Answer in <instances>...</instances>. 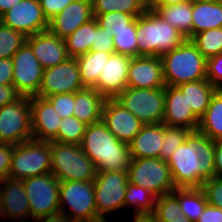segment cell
<instances>
[{"instance_id":"cell-1","label":"cell","mask_w":222,"mask_h":222,"mask_svg":"<svg viewBox=\"0 0 222 222\" xmlns=\"http://www.w3.org/2000/svg\"><path fill=\"white\" fill-rule=\"evenodd\" d=\"M215 141L198 130L191 131L185 142L167 161L176 188H201L215 177Z\"/></svg>"},{"instance_id":"cell-2","label":"cell","mask_w":222,"mask_h":222,"mask_svg":"<svg viewBox=\"0 0 222 222\" xmlns=\"http://www.w3.org/2000/svg\"><path fill=\"white\" fill-rule=\"evenodd\" d=\"M80 146L97 171L128 173L131 161L129 144L119 141L102 120L86 127Z\"/></svg>"},{"instance_id":"cell-3","label":"cell","mask_w":222,"mask_h":222,"mask_svg":"<svg viewBox=\"0 0 222 222\" xmlns=\"http://www.w3.org/2000/svg\"><path fill=\"white\" fill-rule=\"evenodd\" d=\"M138 56L160 57L183 43L186 38L160 18L150 7L137 17Z\"/></svg>"},{"instance_id":"cell-4","label":"cell","mask_w":222,"mask_h":222,"mask_svg":"<svg viewBox=\"0 0 222 222\" xmlns=\"http://www.w3.org/2000/svg\"><path fill=\"white\" fill-rule=\"evenodd\" d=\"M165 85L177 87L206 79V58L186 39L177 48L160 56Z\"/></svg>"},{"instance_id":"cell-5","label":"cell","mask_w":222,"mask_h":222,"mask_svg":"<svg viewBox=\"0 0 222 222\" xmlns=\"http://www.w3.org/2000/svg\"><path fill=\"white\" fill-rule=\"evenodd\" d=\"M51 173L60 181H93L95 164L80 145L51 141Z\"/></svg>"},{"instance_id":"cell-6","label":"cell","mask_w":222,"mask_h":222,"mask_svg":"<svg viewBox=\"0 0 222 222\" xmlns=\"http://www.w3.org/2000/svg\"><path fill=\"white\" fill-rule=\"evenodd\" d=\"M51 141L29 139L13 145L9 178H26L51 173Z\"/></svg>"},{"instance_id":"cell-7","label":"cell","mask_w":222,"mask_h":222,"mask_svg":"<svg viewBox=\"0 0 222 222\" xmlns=\"http://www.w3.org/2000/svg\"><path fill=\"white\" fill-rule=\"evenodd\" d=\"M60 212L72 222H97L93 181H63L59 186ZM69 205L68 211L66 206Z\"/></svg>"},{"instance_id":"cell-8","label":"cell","mask_w":222,"mask_h":222,"mask_svg":"<svg viewBox=\"0 0 222 222\" xmlns=\"http://www.w3.org/2000/svg\"><path fill=\"white\" fill-rule=\"evenodd\" d=\"M128 182L146 188L156 197L176 189L167 161L159 158L131 159Z\"/></svg>"},{"instance_id":"cell-9","label":"cell","mask_w":222,"mask_h":222,"mask_svg":"<svg viewBox=\"0 0 222 222\" xmlns=\"http://www.w3.org/2000/svg\"><path fill=\"white\" fill-rule=\"evenodd\" d=\"M115 100L133 113L144 125L162 123L165 88L137 89L126 87Z\"/></svg>"},{"instance_id":"cell-10","label":"cell","mask_w":222,"mask_h":222,"mask_svg":"<svg viewBox=\"0 0 222 222\" xmlns=\"http://www.w3.org/2000/svg\"><path fill=\"white\" fill-rule=\"evenodd\" d=\"M94 182L97 222H109L106 215L124 208L128 173L97 171Z\"/></svg>"},{"instance_id":"cell-11","label":"cell","mask_w":222,"mask_h":222,"mask_svg":"<svg viewBox=\"0 0 222 222\" xmlns=\"http://www.w3.org/2000/svg\"><path fill=\"white\" fill-rule=\"evenodd\" d=\"M32 138L30 97L20 96L0 108V143L17 145Z\"/></svg>"},{"instance_id":"cell-12","label":"cell","mask_w":222,"mask_h":222,"mask_svg":"<svg viewBox=\"0 0 222 222\" xmlns=\"http://www.w3.org/2000/svg\"><path fill=\"white\" fill-rule=\"evenodd\" d=\"M33 219L60 212L59 186L60 181L47 173L22 180Z\"/></svg>"},{"instance_id":"cell-13","label":"cell","mask_w":222,"mask_h":222,"mask_svg":"<svg viewBox=\"0 0 222 222\" xmlns=\"http://www.w3.org/2000/svg\"><path fill=\"white\" fill-rule=\"evenodd\" d=\"M13 86L21 96H36L42 82L44 68L35 57L30 45H24L14 54Z\"/></svg>"},{"instance_id":"cell-14","label":"cell","mask_w":222,"mask_h":222,"mask_svg":"<svg viewBox=\"0 0 222 222\" xmlns=\"http://www.w3.org/2000/svg\"><path fill=\"white\" fill-rule=\"evenodd\" d=\"M85 88L76 58L43 70L42 82L36 96L49 97L62 93H75Z\"/></svg>"},{"instance_id":"cell-15","label":"cell","mask_w":222,"mask_h":222,"mask_svg":"<svg viewBox=\"0 0 222 222\" xmlns=\"http://www.w3.org/2000/svg\"><path fill=\"white\" fill-rule=\"evenodd\" d=\"M0 22L26 37L46 31L49 27L39 0H21L0 16Z\"/></svg>"},{"instance_id":"cell-16","label":"cell","mask_w":222,"mask_h":222,"mask_svg":"<svg viewBox=\"0 0 222 222\" xmlns=\"http://www.w3.org/2000/svg\"><path fill=\"white\" fill-rule=\"evenodd\" d=\"M102 121L108 130L121 142L129 144L144 125L133 113L115 99H106Z\"/></svg>"},{"instance_id":"cell-17","label":"cell","mask_w":222,"mask_h":222,"mask_svg":"<svg viewBox=\"0 0 222 222\" xmlns=\"http://www.w3.org/2000/svg\"><path fill=\"white\" fill-rule=\"evenodd\" d=\"M131 59L125 54L110 55L94 87L105 99H115L128 86Z\"/></svg>"},{"instance_id":"cell-18","label":"cell","mask_w":222,"mask_h":222,"mask_svg":"<svg viewBox=\"0 0 222 222\" xmlns=\"http://www.w3.org/2000/svg\"><path fill=\"white\" fill-rule=\"evenodd\" d=\"M162 61L157 56L132 57L128 71V86L137 89L165 88Z\"/></svg>"},{"instance_id":"cell-19","label":"cell","mask_w":222,"mask_h":222,"mask_svg":"<svg viewBox=\"0 0 222 222\" xmlns=\"http://www.w3.org/2000/svg\"><path fill=\"white\" fill-rule=\"evenodd\" d=\"M93 18L92 1L73 0L59 14L49 20L48 30L59 38L65 39L82 24Z\"/></svg>"},{"instance_id":"cell-20","label":"cell","mask_w":222,"mask_h":222,"mask_svg":"<svg viewBox=\"0 0 222 222\" xmlns=\"http://www.w3.org/2000/svg\"><path fill=\"white\" fill-rule=\"evenodd\" d=\"M199 118L187 104L185 95L174 86H165V106L162 123L166 126L198 129Z\"/></svg>"},{"instance_id":"cell-21","label":"cell","mask_w":222,"mask_h":222,"mask_svg":"<svg viewBox=\"0 0 222 222\" xmlns=\"http://www.w3.org/2000/svg\"><path fill=\"white\" fill-rule=\"evenodd\" d=\"M33 139L51 141L58 133L62 118L44 97H30Z\"/></svg>"},{"instance_id":"cell-22","label":"cell","mask_w":222,"mask_h":222,"mask_svg":"<svg viewBox=\"0 0 222 222\" xmlns=\"http://www.w3.org/2000/svg\"><path fill=\"white\" fill-rule=\"evenodd\" d=\"M26 42L44 69L61 64L69 58L65 40L49 30L28 36Z\"/></svg>"},{"instance_id":"cell-23","label":"cell","mask_w":222,"mask_h":222,"mask_svg":"<svg viewBox=\"0 0 222 222\" xmlns=\"http://www.w3.org/2000/svg\"><path fill=\"white\" fill-rule=\"evenodd\" d=\"M1 183L0 201L4 217L11 218L14 222H31L26 219L30 216V210L22 180L6 178Z\"/></svg>"},{"instance_id":"cell-24","label":"cell","mask_w":222,"mask_h":222,"mask_svg":"<svg viewBox=\"0 0 222 222\" xmlns=\"http://www.w3.org/2000/svg\"><path fill=\"white\" fill-rule=\"evenodd\" d=\"M163 140V123L143 125L129 143L131 159L159 158Z\"/></svg>"},{"instance_id":"cell-25","label":"cell","mask_w":222,"mask_h":222,"mask_svg":"<svg viewBox=\"0 0 222 222\" xmlns=\"http://www.w3.org/2000/svg\"><path fill=\"white\" fill-rule=\"evenodd\" d=\"M105 100L95 88L85 87L74 93L73 116L87 126L101 121Z\"/></svg>"},{"instance_id":"cell-26","label":"cell","mask_w":222,"mask_h":222,"mask_svg":"<svg viewBox=\"0 0 222 222\" xmlns=\"http://www.w3.org/2000/svg\"><path fill=\"white\" fill-rule=\"evenodd\" d=\"M165 22L176 28L186 39L193 37L192 2L176 5H150Z\"/></svg>"},{"instance_id":"cell-27","label":"cell","mask_w":222,"mask_h":222,"mask_svg":"<svg viewBox=\"0 0 222 222\" xmlns=\"http://www.w3.org/2000/svg\"><path fill=\"white\" fill-rule=\"evenodd\" d=\"M177 88L185 95L187 104L199 119L204 115L212 96L218 90L207 79L187 82Z\"/></svg>"},{"instance_id":"cell-28","label":"cell","mask_w":222,"mask_h":222,"mask_svg":"<svg viewBox=\"0 0 222 222\" xmlns=\"http://www.w3.org/2000/svg\"><path fill=\"white\" fill-rule=\"evenodd\" d=\"M193 36L199 32L222 27V0L192 2Z\"/></svg>"},{"instance_id":"cell-29","label":"cell","mask_w":222,"mask_h":222,"mask_svg":"<svg viewBox=\"0 0 222 222\" xmlns=\"http://www.w3.org/2000/svg\"><path fill=\"white\" fill-rule=\"evenodd\" d=\"M197 130L213 141L222 140V89H218L212 96Z\"/></svg>"},{"instance_id":"cell-30","label":"cell","mask_w":222,"mask_h":222,"mask_svg":"<svg viewBox=\"0 0 222 222\" xmlns=\"http://www.w3.org/2000/svg\"><path fill=\"white\" fill-rule=\"evenodd\" d=\"M111 54L91 50L84 55L76 57L84 87L94 88L97 85L101 71Z\"/></svg>"},{"instance_id":"cell-31","label":"cell","mask_w":222,"mask_h":222,"mask_svg":"<svg viewBox=\"0 0 222 222\" xmlns=\"http://www.w3.org/2000/svg\"><path fill=\"white\" fill-rule=\"evenodd\" d=\"M172 193L178 198L182 214L196 222L207 204L203 190L201 188H176Z\"/></svg>"},{"instance_id":"cell-32","label":"cell","mask_w":222,"mask_h":222,"mask_svg":"<svg viewBox=\"0 0 222 222\" xmlns=\"http://www.w3.org/2000/svg\"><path fill=\"white\" fill-rule=\"evenodd\" d=\"M95 38V18L82 24L65 40L66 51L69 58H76L91 51Z\"/></svg>"},{"instance_id":"cell-33","label":"cell","mask_w":222,"mask_h":222,"mask_svg":"<svg viewBox=\"0 0 222 222\" xmlns=\"http://www.w3.org/2000/svg\"><path fill=\"white\" fill-rule=\"evenodd\" d=\"M156 196L144 187L127 183L124 207L134 208L135 217H150L154 213Z\"/></svg>"},{"instance_id":"cell-34","label":"cell","mask_w":222,"mask_h":222,"mask_svg":"<svg viewBox=\"0 0 222 222\" xmlns=\"http://www.w3.org/2000/svg\"><path fill=\"white\" fill-rule=\"evenodd\" d=\"M149 7L147 0H92L93 15L123 12L138 17Z\"/></svg>"},{"instance_id":"cell-35","label":"cell","mask_w":222,"mask_h":222,"mask_svg":"<svg viewBox=\"0 0 222 222\" xmlns=\"http://www.w3.org/2000/svg\"><path fill=\"white\" fill-rule=\"evenodd\" d=\"M98 26L101 27L109 36H116L122 30H136L137 17L123 12L105 13L93 15Z\"/></svg>"},{"instance_id":"cell-36","label":"cell","mask_w":222,"mask_h":222,"mask_svg":"<svg viewBox=\"0 0 222 222\" xmlns=\"http://www.w3.org/2000/svg\"><path fill=\"white\" fill-rule=\"evenodd\" d=\"M190 40L206 59L222 53V27L199 32Z\"/></svg>"},{"instance_id":"cell-37","label":"cell","mask_w":222,"mask_h":222,"mask_svg":"<svg viewBox=\"0 0 222 222\" xmlns=\"http://www.w3.org/2000/svg\"><path fill=\"white\" fill-rule=\"evenodd\" d=\"M87 125L76 117L62 119L57 135L51 140L54 142L80 145Z\"/></svg>"},{"instance_id":"cell-38","label":"cell","mask_w":222,"mask_h":222,"mask_svg":"<svg viewBox=\"0 0 222 222\" xmlns=\"http://www.w3.org/2000/svg\"><path fill=\"white\" fill-rule=\"evenodd\" d=\"M26 36L0 22V58H12L26 42Z\"/></svg>"},{"instance_id":"cell-39","label":"cell","mask_w":222,"mask_h":222,"mask_svg":"<svg viewBox=\"0 0 222 222\" xmlns=\"http://www.w3.org/2000/svg\"><path fill=\"white\" fill-rule=\"evenodd\" d=\"M190 132L187 128L166 126L164 124V140L159 159L168 161L174 150L185 142Z\"/></svg>"},{"instance_id":"cell-40","label":"cell","mask_w":222,"mask_h":222,"mask_svg":"<svg viewBox=\"0 0 222 222\" xmlns=\"http://www.w3.org/2000/svg\"><path fill=\"white\" fill-rule=\"evenodd\" d=\"M181 207L178 198L173 194H164L156 198L154 213L151 219H174L181 215Z\"/></svg>"},{"instance_id":"cell-41","label":"cell","mask_w":222,"mask_h":222,"mask_svg":"<svg viewBox=\"0 0 222 222\" xmlns=\"http://www.w3.org/2000/svg\"><path fill=\"white\" fill-rule=\"evenodd\" d=\"M114 51L131 57H138V41L136 30H122L113 37Z\"/></svg>"},{"instance_id":"cell-42","label":"cell","mask_w":222,"mask_h":222,"mask_svg":"<svg viewBox=\"0 0 222 222\" xmlns=\"http://www.w3.org/2000/svg\"><path fill=\"white\" fill-rule=\"evenodd\" d=\"M53 105L57 114L62 118L73 116L74 93H62L46 97Z\"/></svg>"},{"instance_id":"cell-43","label":"cell","mask_w":222,"mask_h":222,"mask_svg":"<svg viewBox=\"0 0 222 222\" xmlns=\"http://www.w3.org/2000/svg\"><path fill=\"white\" fill-rule=\"evenodd\" d=\"M207 203L222 209V179L213 177L203 182L201 187Z\"/></svg>"},{"instance_id":"cell-44","label":"cell","mask_w":222,"mask_h":222,"mask_svg":"<svg viewBox=\"0 0 222 222\" xmlns=\"http://www.w3.org/2000/svg\"><path fill=\"white\" fill-rule=\"evenodd\" d=\"M206 79L222 89V53L206 59Z\"/></svg>"},{"instance_id":"cell-45","label":"cell","mask_w":222,"mask_h":222,"mask_svg":"<svg viewBox=\"0 0 222 222\" xmlns=\"http://www.w3.org/2000/svg\"><path fill=\"white\" fill-rule=\"evenodd\" d=\"M93 51H102L107 53H115L114 51V42L113 36H109L101 27L98 26V23L95 19V38L91 46Z\"/></svg>"},{"instance_id":"cell-46","label":"cell","mask_w":222,"mask_h":222,"mask_svg":"<svg viewBox=\"0 0 222 222\" xmlns=\"http://www.w3.org/2000/svg\"><path fill=\"white\" fill-rule=\"evenodd\" d=\"M13 154V145L9 143H0V181L9 178Z\"/></svg>"},{"instance_id":"cell-47","label":"cell","mask_w":222,"mask_h":222,"mask_svg":"<svg viewBox=\"0 0 222 222\" xmlns=\"http://www.w3.org/2000/svg\"><path fill=\"white\" fill-rule=\"evenodd\" d=\"M73 0H39L44 16L47 20H51L55 15L59 14Z\"/></svg>"},{"instance_id":"cell-48","label":"cell","mask_w":222,"mask_h":222,"mask_svg":"<svg viewBox=\"0 0 222 222\" xmlns=\"http://www.w3.org/2000/svg\"><path fill=\"white\" fill-rule=\"evenodd\" d=\"M0 85H13L12 58H0Z\"/></svg>"},{"instance_id":"cell-49","label":"cell","mask_w":222,"mask_h":222,"mask_svg":"<svg viewBox=\"0 0 222 222\" xmlns=\"http://www.w3.org/2000/svg\"><path fill=\"white\" fill-rule=\"evenodd\" d=\"M196 222H222V209L207 203Z\"/></svg>"},{"instance_id":"cell-50","label":"cell","mask_w":222,"mask_h":222,"mask_svg":"<svg viewBox=\"0 0 222 222\" xmlns=\"http://www.w3.org/2000/svg\"><path fill=\"white\" fill-rule=\"evenodd\" d=\"M20 96L13 85H0V108L14 102Z\"/></svg>"},{"instance_id":"cell-51","label":"cell","mask_w":222,"mask_h":222,"mask_svg":"<svg viewBox=\"0 0 222 222\" xmlns=\"http://www.w3.org/2000/svg\"><path fill=\"white\" fill-rule=\"evenodd\" d=\"M215 177L222 179V140L215 141Z\"/></svg>"},{"instance_id":"cell-52","label":"cell","mask_w":222,"mask_h":222,"mask_svg":"<svg viewBox=\"0 0 222 222\" xmlns=\"http://www.w3.org/2000/svg\"><path fill=\"white\" fill-rule=\"evenodd\" d=\"M34 222H39L42 220L43 222H72L70 219L67 218V216L62 212H57L51 215L42 216L33 219Z\"/></svg>"},{"instance_id":"cell-53","label":"cell","mask_w":222,"mask_h":222,"mask_svg":"<svg viewBox=\"0 0 222 222\" xmlns=\"http://www.w3.org/2000/svg\"><path fill=\"white\" fill-rule=\"evenodd\" d=\"M21 0H0V16L18 4Z\"/></svg>"},{"instance_id":"cell-54","label":"cell","mask_w":222,"mask_h":222,"mask_svg":"<svg viewBox=\"0 0 222 222\" xmlns=\"http://www.w3.org/2000/svg\"><path fill=\"white\" fill-rule=\"evenodd\" d=\"M190 0H151L149 5H176L188 2Z\"/></svg>"},{"instance_id":"cell-55","label":"cell","mask_w":222,"mask_h":222,"mask_svg":"<svg viewBox=\"0 0 222 222\" xmlns=\"http://www.w3.org/2000/svg\"><path fill=\"white\" fill-rule=\"evenodd\" d=\"M154 222H193L183 214L178 215V217L174 219H152Z\"/></svg>"},{"instance_id":"cell-56","label":"cell","mask_w":222,"mask_h":222,"mask_svg":"<svg viewBox=\"0 0 222 222\" xmlns=\"http://www.w3.org/2000/svg\"><path fill=\"white\" fill-rule=\"evenodd\" d=\"M134 217L133 222H154L150 217Z\"/></svg>"},{"instance_id":"cell-57","label":"cell","mask_w":222,"mask_h":222,"mask_svg":"<svg viewBox=\"0 0 222 222\" xmlns=\"http://www.w3.org/2000/svg\"><path fill=\"white\" fill-rule=\"evenodd\" d=\"M191 2H212V1H218V0H190Z\"/></svg>"},{"instance_id":"cell-58","label":"cell","mask_w":222,"mask_h":222,"mask_svg":"<svg viewBox=\"0 0 222 222\" xmlns=\"http://www.w3.org/2000/svg\"><path fill=\"white\" fill-rule=\"evenodd\" d=\"M0 216H4L1 201H0Z\"/></svg>"}]
</instances>
